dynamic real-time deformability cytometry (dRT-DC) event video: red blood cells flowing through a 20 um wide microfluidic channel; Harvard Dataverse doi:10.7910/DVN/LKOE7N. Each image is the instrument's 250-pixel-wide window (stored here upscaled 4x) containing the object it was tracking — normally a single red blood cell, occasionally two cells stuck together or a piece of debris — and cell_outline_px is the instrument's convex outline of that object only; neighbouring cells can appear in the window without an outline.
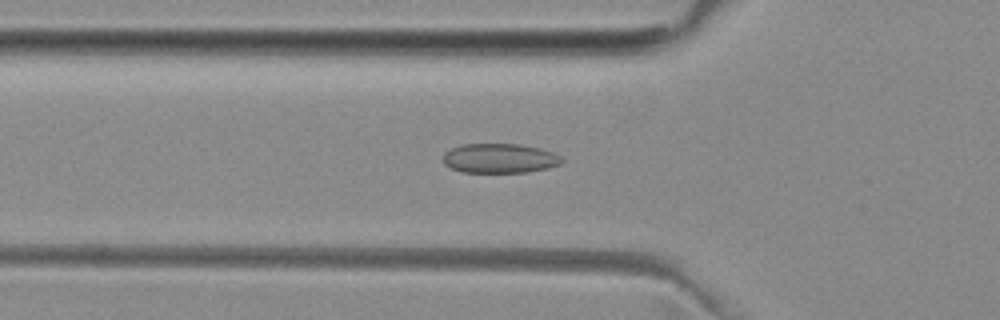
{"species": "common noctule bat (a hibernating species)", "species_latin": "Nyctalus noctula", "temperature_condition": "room temperature", "stored_images_in_passage": 44, "camera_frame_rate_fps": 3000, "um_per_image_px": 0.085, "animal": {"sex": "female", "body_mass_g": 29.2, "forearm_length_mm": 56.3}, "frame": {"image": 1, "passage_image": 17, "time_ms": 5.333, "image_size_px": [1000, 320], "cell_outline_px": [[564, 160], [560, 164], [548, 168], [528, 172], [460, 172], [444, 164], [444, 152], [460, 144], [516, 144], [540, 148], [552, 152], [560, 156]], "centroid_in_image_um": [42.47, 13.46], "position_along_channel_um": 83.3, "area_um2": 20.4}}
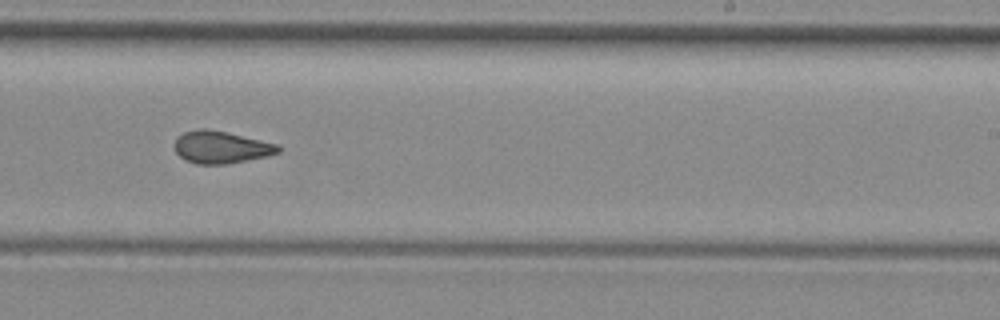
{"frame": {"image": 2, "passage_image": 31, "time_ms": 10.0, "image_size_px": [1000, 320], "cell_outline_px": [[280, 152], [268, 156], [224, 164], [196, 164], [180, 156], [176, 152], [172, 144], [184, 132], [200, 128], [208, 128], [228, 132], [280, 144]], "centroid_in_image_um": [18.81, 12.5], "position_along_channel_um": 270.2, "area_um2": 19.59}}
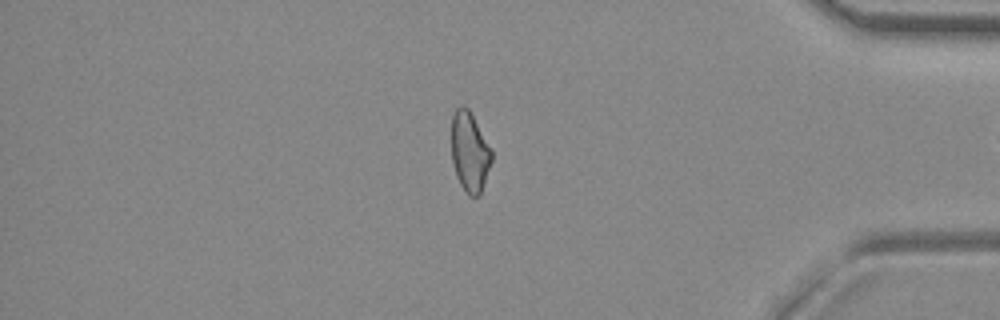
{"frame": {"image": 3, "passage_image": 43, "time_ms": 14.0, "image_size_px": [1000, 320], "cell_outline_px": [[492, 160], [480, 196], [468, 196], [460, 184], [456, 176], [452, 160], [452, 116], [456, 108], [460, 104], [464, 104], [468, 108], [492, 148]], "centroid_in_image_um": [39.93, 12.9], "position_along_channel_um": 395.3, "area_um2": 18.9}}